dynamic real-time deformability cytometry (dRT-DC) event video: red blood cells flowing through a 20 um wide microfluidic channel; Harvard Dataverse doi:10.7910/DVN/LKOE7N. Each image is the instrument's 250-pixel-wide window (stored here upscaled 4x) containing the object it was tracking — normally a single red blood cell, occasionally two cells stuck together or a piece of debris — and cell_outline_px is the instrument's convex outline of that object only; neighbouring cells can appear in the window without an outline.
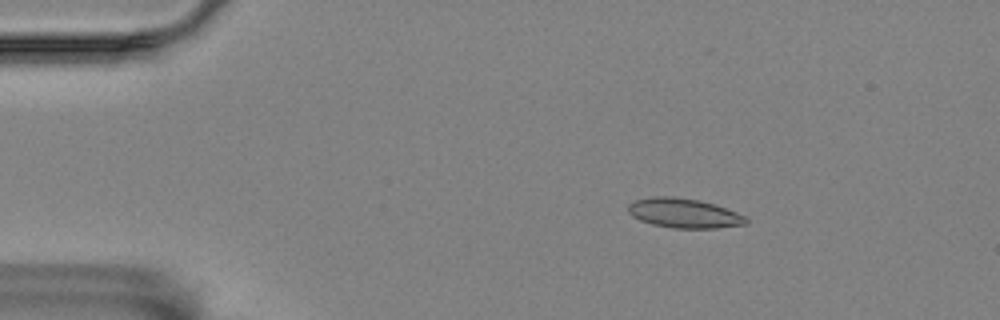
{"species": "Egyptian fruit bat (a non-hibernating species)", "species_latin": "Rousettus aegyptiacus", "temperature_condition": "room temperature", "stored_images_in_passage": 4, "camera_frame_rate_fps": 3000, "um_per_image_px": 0.085, "animal": {"sex": "female"}, "frame": {"image": 1, "passage_image": 2, "time_ms": 1.333, "image_size_px": [1000, 320], "cell_outline_px": [[748, 224], [716, 228], [672, 228], [652, 224], [640, 220], [632, 216], [628, 212], [628, 204], [636, 200], [656, 196], [672, 196], [696, 200], [712, 204], [748, 216]], "centroid_in_image_um": [58.14, 18.13], "position_along_channel_um": 26.9, "area_um2": 20.17}}